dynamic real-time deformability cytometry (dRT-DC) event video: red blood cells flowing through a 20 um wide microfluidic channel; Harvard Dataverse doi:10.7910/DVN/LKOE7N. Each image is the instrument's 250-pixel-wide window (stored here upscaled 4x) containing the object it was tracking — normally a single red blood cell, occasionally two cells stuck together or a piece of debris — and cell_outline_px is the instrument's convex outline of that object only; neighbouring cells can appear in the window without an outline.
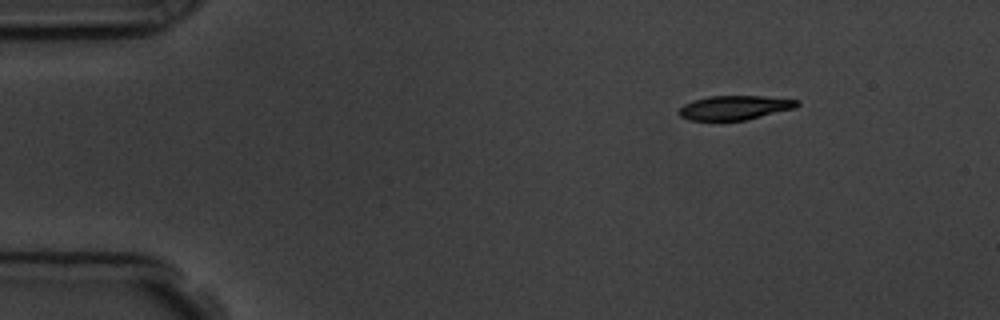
{"species": "common noctule bat (a hibernating species)", "species_latin": "Nyctalus noctula", "temperature_condition": "room temperature", "stored_images_in_passage": 7, "camera_frame_rate_fps": 3000, "um_per_image_px": 0.085, "animal": {"sex": "male", "body_mass_g": 19.5, "forearm_length_mm": 54.6}, "frame": {"image": 1, "passage_image": 1, "time_ms": 0.0, "image_size_px": [1000, 320], "cell_outline_px": [[800, 104], [796, 108], [744, 120], [688, 120], [680, 116], [676, 112], [684, 104], [692, 100], [708, 96], [764, 96], [800, 100]], "centroid_in_image_um": [62.44, 9.14], "position_along_channel_um": 22.6, "area_um2": 16.76}}
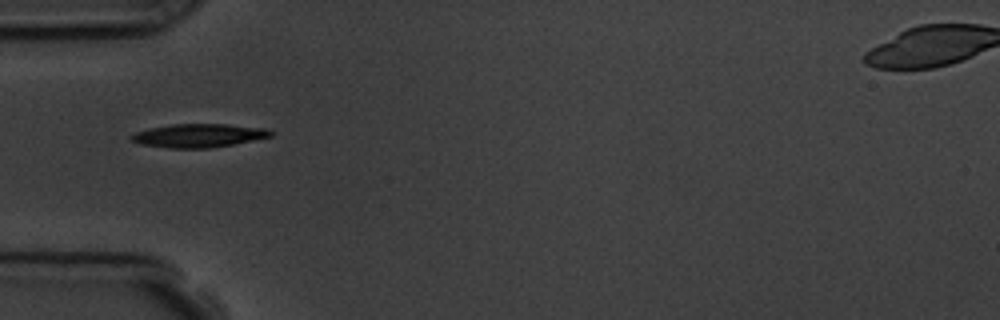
{"frame": {"image": 2, "passage_image": 4, "time_ms": 3.333, "image_size_px": [1000, 320], "cell_outline_px": [[272, 136], [232, 144], [208, 148], [172, 148], [140, 144], [132, 140], [128, 136], [136, 132], [148, 128], [172, 124], [228, 124], [264, 128], [272, 132]], "centroid_in_image_um": [16.84, 11.51], "position_along_channel_um": 68.2, "area_um2": 18.9}}
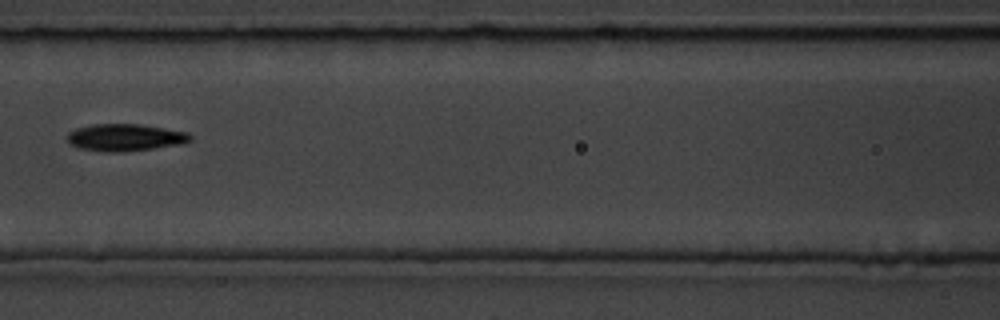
{"frame": {"image": 3, "passage_image": 6, "time_ms": 5.667, "image_size_px": [1000, 320], "cell_outline_px": [[192, 140], [184, 144], [120, 152], [108, 152], [80, 148], [68, 144], [68, 132], [76, 128], [92, 124], [140, 124], [188, 132], [192, 136]], "centroid_in_image_um": [10.65, 11.68], "position_along_channel_um": 156.0, "area_um2": 19.48}}